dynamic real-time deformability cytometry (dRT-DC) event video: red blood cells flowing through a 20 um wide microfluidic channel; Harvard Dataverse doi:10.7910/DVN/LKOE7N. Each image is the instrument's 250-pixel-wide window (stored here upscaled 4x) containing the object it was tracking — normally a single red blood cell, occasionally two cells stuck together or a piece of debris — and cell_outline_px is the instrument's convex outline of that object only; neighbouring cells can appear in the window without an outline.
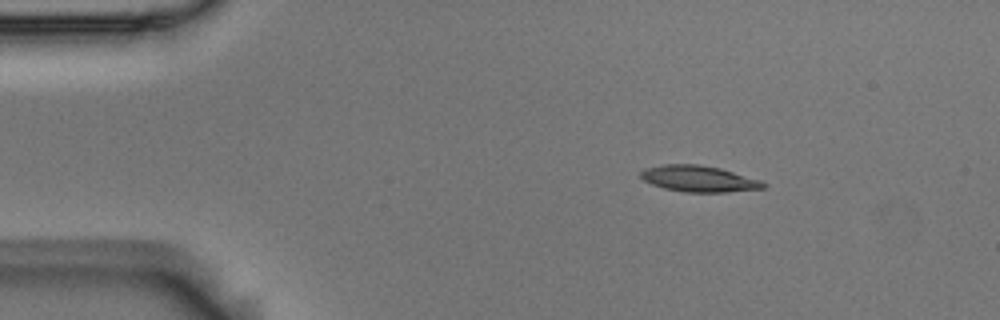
{"species": "Egyptian fruit bat (a non-hibernating species)", "species_latin": "Rousettus aegyptiacus", "temperature_condition": "room temperature", "stored_images_in_passage": 6, "camera_frame_rate_fps": 3000, "um_per_image_px": 0.085, "animal": {"sex": "male"}, "frame": {"image": 1, "passage_image": 2, "time_ms": 0.333, "image_size_px": [1000, 320], "cell_outline_px": [[768, 184], [764, 188], [724, 192], [684, 192], [664, 188], [652, 184], [644, 180], [640, 176], [640, 172], [644, 168], [664, 164], [700, 164], [720, 168], [760, 180]], "centroid_in_image_um": [59.38, 15.19], "position_along_channel_um": 25.6, "area_um2": 18.67}}
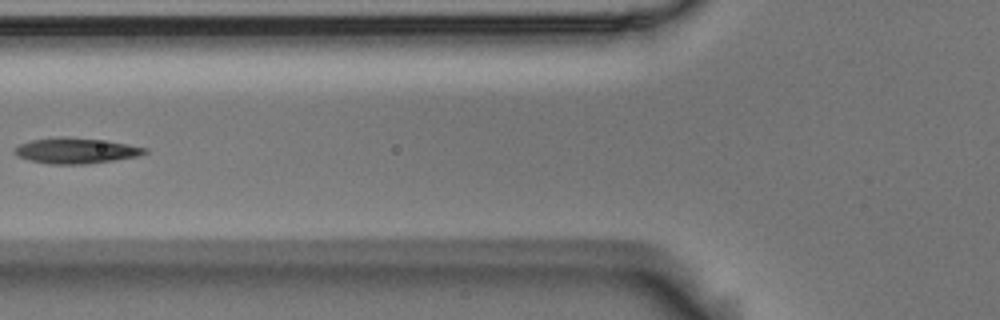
{"frame": {"image": 2, "passage_image": 5, "time_ms": 1.333, "image_size_px": [1000, 320], "cell_outline_px": [[148, 152], [136, 156], [112, 160], [84, 164], [52, 164], [28, 160], [16, 156], [12, 152], [12, 148], [20, 144], [32, 140], [60, 136], [68, 136], [108, 140], [148, 148]], "centroid_in_image_um": [6.4, 12.79], "position_along_channel_um": 119.4, "area_um2": 19.65}}
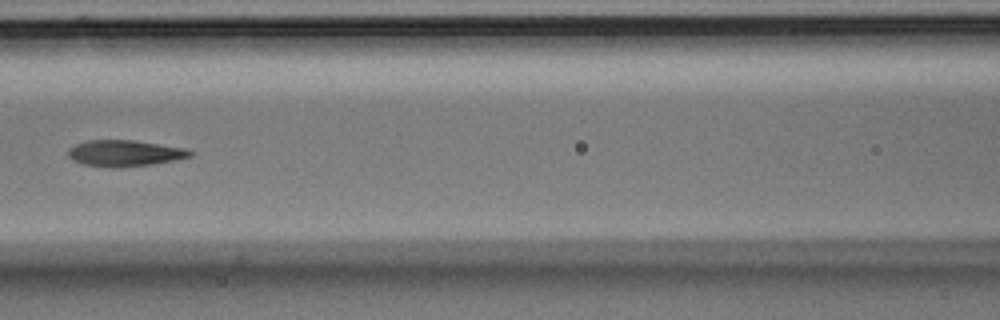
{"frame": {"image": 3, "passage_image": 6, "time_ms": 1.667, "image_size_px": [1000, 320], "cell_outline_px": [[196, 152], [192, 156], [176, 160], [152, 164], [116, 168], [112, 168], [84, 164], [72, 160], [68, 156], [68, 148], [76, 144], [88, 140], [132, 140], [184, 148]], "centroid_in_image_um": [10.6, 13.03], "position_along_channel_um": 156.0, "area_um2": 18.67}}